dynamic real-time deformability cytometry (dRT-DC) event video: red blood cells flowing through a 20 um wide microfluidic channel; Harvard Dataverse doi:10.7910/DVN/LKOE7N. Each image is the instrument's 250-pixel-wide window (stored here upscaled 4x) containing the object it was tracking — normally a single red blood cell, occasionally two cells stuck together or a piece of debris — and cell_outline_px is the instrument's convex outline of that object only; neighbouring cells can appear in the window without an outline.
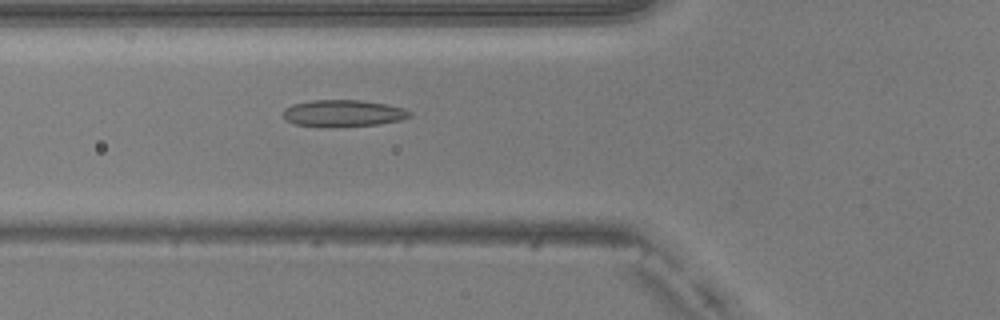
{"species": "common noctule bat (a hibernating species)", "species_latin": "Nyctalus noctula", "temperature_condition": "warm", "stored_images_in_passage": 37, "camera_frame_rate_fps": 3000, "um_per_image_px": 0.085, "animal": {"sex": "male", "body_mass_g": 20.5, "forearm_length_mm": 52.5}, "frame": {"image": 1, "passage_image": 6, "time_ms": 1.667, "image_size_px": [1000, 320], "cell_outline_px": [[412, 116], [400, 120], [376, 124], [336, 128], [324, 128], [296, 124], [284, 120], [284, 108], [292, 104], [312, 100], [360, 100], [384, 104], [404, 108], [412, 112]], "centroid_in_image_um": [29.14, 9.64], "position_along_channel_um": 96.7, "area_um2": 20.06}}
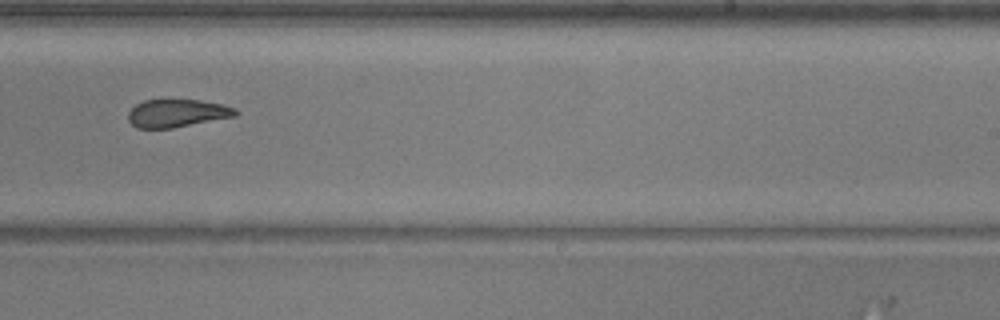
{"frame": {"image": 2, "passage_image": 19, "time_ms": 6.0, "image_size_px": [1000, 320], "cell_outline_px": [[240, 112], [236, 116], [172, 128], [136, 128], [128, 120], [128, 112], [136, 104], [144, 100], [200, 100], [220, 104], [236, 108]], "centroid_in_image_um": [15.05, 9.62], "position_along_channel_um": 273.9, "area_um2": 17.4}}
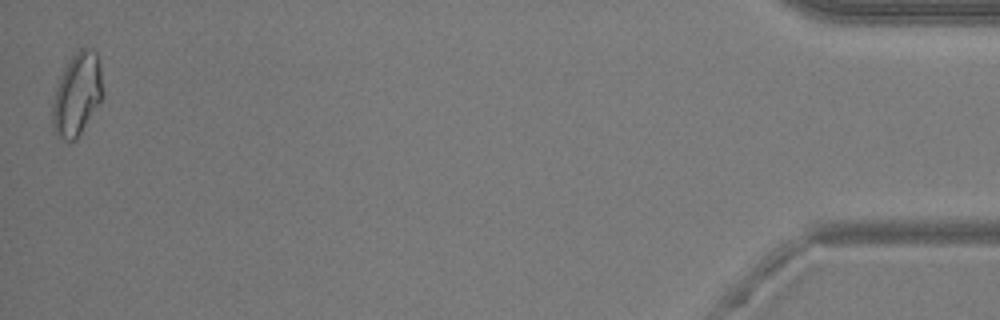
{"frame": {"image": 3, "passage_image": 37, "time_ms": 12.0, "image_size_px": [1000, 320], "cell_outline_px": [[104, 96], [76, 140], [64, 140], [56, 136], [52, 128], [52, 104], [56, 88], [64, 68], [72, 56], [80, 48], [92, 48], [96, 52], [100, 64], [104, 92]], "centroid_in_image_um": [6.56, 8.03], "position_along_channel_um": 428.6, "area_um2": 24.39}, "authors_computed_cell_mechanics": {"area_um2": 19.5364, "velocity_mm_per_s": 4.0801, "shape_relaxation_time_tau1_ms": null, "shape_relaxation_time_tau2_ms": 2.2013, "deformation_change_tau1": null, "deformation_change_tau2": 0.0787}}